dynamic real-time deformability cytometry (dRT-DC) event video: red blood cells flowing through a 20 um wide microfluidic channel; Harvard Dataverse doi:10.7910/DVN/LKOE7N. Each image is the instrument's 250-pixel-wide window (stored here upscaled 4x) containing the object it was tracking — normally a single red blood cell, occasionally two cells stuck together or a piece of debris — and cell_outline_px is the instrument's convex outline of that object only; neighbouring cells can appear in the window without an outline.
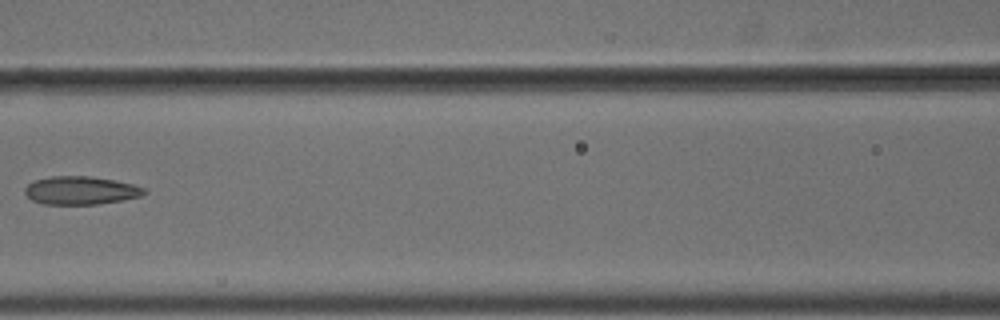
{"species": "common noctule bat (a hibernating species)", "species_latin": "Nyctalus noctula", "temperature_condition": "cold", "stored_images_in_passage": 8, "camera_frame_rate_fps": 3000, "um_per_image_px": 0.085, "animal": {"sex": "male", "body_mass_g": 18.8}, "frame": {"image": 1, "passage_image": 7, "time_ms": 2.0, "image_size_px": [1000, 320], "cell_outline_px": [[148, 192], [140, 196], [120, 200], [96, 204], [44, 204], [32, 200], [24, 192], [24, 188], [32, 180], [52, 176], [88, 176], [116, 180], [132, 184], [144, 188]], "centroid_in_image_um": [6.83, 16.17], "position_along_channel_um": 159.8, "area_um2": 19.54}}
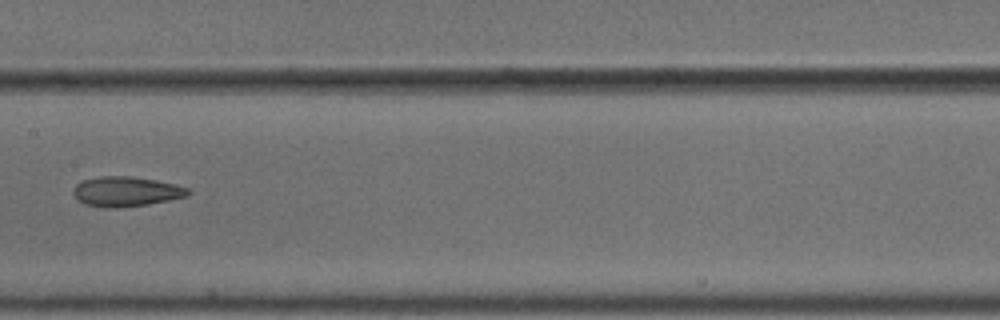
{"frame": {"image": 2, "passage_image": 8, "time_ms": 2.333, "image_size_px": [1000, 320], "cell_outline_px": [[192, 192], [188, 196], [148, 204], [108, 208], [104, 208], [84, 204], [72, 192], [76, 184], [84, 180], [100, 176], [128, 176], [156, 180], [176, 184], [188, 188]], "centroid_in_image_um": [10.74, 16.27], "position_along_channel_um": 196.7, "area_um2": 19.83}}